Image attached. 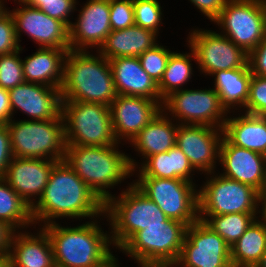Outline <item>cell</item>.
Here are the masks:
<instances>
[{"instance_id": "7dc6e473", "label": "cell", "mask_w": 266, "mask_h": 267, "mask_svg": "<svg viewBox=\"0 0 266 267\" xmlns=\"http://www.w3.org/2000/svg\"><path fill=\"white\" fill-rule=\"evenodd\" d=\"M0 267H10L9 257H0Z\"/></svg>"}, {"instance_id": "ab89813d", "label": "cell", "mask_w": 266, "mask_h": 267, "mask_svg": "<svg viewBox=\"0 0 266 267\" xmlns=\"http://www.w3.org/2000/svg\"><path fill=\"white\" fill-rule=\"evenodd\" d=\"M20 48L21 45L16 36L14 19L8 11L0 18V55L12 53Z\"/></svg>"}, {"instance_id": "d6a6232c", "label": "cell", "mask_w": 266, "mask_h": 267, "mask_svg": "<svg viewBox=\"0 0 266 267\" xmlns=\"http://www.w3.org/2000/svg\"><path fill=\"white\" fill-rule=\"evenodd\" d=\"M258 213L212 215L205 223L231 247L257 218Z\"/></svg>"}, {"instance_id": "9a60e30c", "label": "cell", "mask_w": 266, "mask_h": 267, "mask_svg": "<svg viewBox=\"0 0 266 267\" xmlns=\"http://www.w3.org/2000/svg\"><path fill=\"white\" fill-rule=\"evenodd\" d=\"M223 137L222 128L178 124L176 146L187 156L194 170L212 175L216 160H219Z\"/></svg>"}, {"instance_id": "8fae6325", "label": "cell", "mask_w": 266, "mask_h": 267, "mask_svg": "<svg viewBox=\"0 0 266 267\" xmlns=\"http://www.w3.org/2000/svg\"><path fill=\"white\" fill-rule=\"evenodd\" d=\"M161 109L171 112L170 115L172 114L176 121L178 119V124L205 125L222 129L228 113L213 88L174 91L163 99Z\"/></svg>"}, {"instance_id": "836d02e7", "label": "cell", "mask_w": 266, "mask_h": 267, "mask_svg": "<svg viewBox=\"0 0 266 267\" xmlns=\"http://www.w3.org/2000/svg\"><path fill=\"white\" fill-rule=\"evenodd\" d=\"M22 47L12 53L0 55V87L10 90L25 82L22 59L19 54Z\"/></svg>"}, {"instance_id": "603a6c76", "label": "cell", "mask_w": 266, "mask_h": 267, "mask_svg": "<svg viewBox=\"0 0 266 267\" xmlns=\"http://www.w3.org/2000/svg\"><path fill=\"white\" fill-rule=\"evenodd\" d=\"M69 49L40 47L22 60L25 82L60 89L64 79L65 58Z\"/></svg>"}, {"instance_id": "f5cc1de1", "label": "cell", "mask_w": 266, "mask_h": 267, "mask_svg": "<svg viewBox=\"0 0 266 267\" xmlns=\"http://www.w3.org/2000/svg\"><path fill=\"white\" fill-rule=\"evenodd\" d=\"M117 261L118 260L116 259L109 267H119Z\"/></svg>"}, {"instance_id": "e0dca14e", "label": "cell", "mask_w": 266, "mask_h": 267, "mask_svg": "<svg viewBox=\"0 0 266 267\" xmlns=\"http://www.w3.org/2000/svg\"><path fill=\"white\" fill-rule=\"evenodd\" d=\"M115 139L132 140L162 110L161 105L140 96L117 95L110 104ZM120 141V142H119Z\"/></svg>"}, {"instance_id": "d6986e66", "label": "cell", "mask_w": 266, "mask_h": 267, "mask_svg": "<svg viewBox=\"0 0 266 267\" xmlns=\"http://www.w3.org/2000/svg\"><path fill=\"white\" fill-rule=\"evenodd\" d=\"M78 16L77 22L69 26L70 49H99L112 31L109 0H87Z\"/></svg>"}, {"instance_id": "4fadbf2b", "label": "cell", "mask_w": 266, "mask_h": 267, "mask_svg": "<svg viewBox=\"0 0 266 267\" xmlns=\"http://www.w3.org/2000/svg\"><path fill=\"white\" fill-rule=\"evenodd\" d=\"M182 267H233L231 249L226 241L198 219L186 228L182 250L177 262Z\"/></svg>"}, {"instance_id": "f907efd6", "label": "cell", "mask_w": 266, "mask_h": 267, "mask_svg": "<svg viewBox=\"0 0 266 267\" xmlns=\"http://www.w3.org/2000/svg\"><path fill=\"white\" fill-rule=\"evenodd\" d=\"M42 1H51V0H23L26 4H42Z\"/></svg>"}, {"instance_id": "7a4b0ae2", "label": "cell", "mask_w": 266, "mask_h": 267, "mask_svg": "<svg viewBox=\"0 0 266 267\" xmlns=\"http://www.w3.org/2000/svg\"><path fill=\"white\" fill-rule=\"evenodd\" d=\"M100 227L94 219L76 227L44 225L56 267H109L116 257L109 248L110 235Z\"/></svg>"}, {"instance_id": "9c48e42d", "label": "cell", "mask_w": 266, "mask_h": 267, "mask_svg": "<svg viewBox=\"0 0 266 267\" xmlns=\"http://www.w3.org/2000/svg\"><path fill=\"white\" fill-rule=\"evenodd\" d=\"M134 185L169 218L187 227L199 219L198 189L182 179L138 177Z\"/></svg>"}, {"instance_id": "ba28073f", "label": "cell", "mask_w": 266, "mask_h": 267, "mask_svg": "<svg viewBox=\"0 0 266 267\" xmlns=\"http://www.w3.org/2000/svg\"><path fill=\"white\" fill-rule=\"evenodd\" d=\"M66 145L109 146L117 142L110 107L62 100Z\"/></svg>"}, {"instance_id": "f35d334b", "label": "cell", "mask_w": 266, "mask_h": 267, "mask_svg": "<svg viewBox=\"0 0 266 267\" xmlns=\"http://www.w3.org/2000/svg\"><path fill=\"white\" fill-rule=\"evenodd\" d=\"M76 4V0H51L42 1V4L27 5L38 8L48 16L62 21L69 28L72 22L68 17H70V13L76 9Z\"/></svg>"}, {"instance_id": "277c9868", "label": "cell", "mask_w": 266, "mask_h": 267, "mask_svg": "<svg viewBox=\"0 0 266 267\" xmlns=\"http://www.w3.org/2000/svg\"><path fill=\"white\" fill-rule=\"evenodd\" d=\"M69 49L60 88L62 100L110 106L117 97L110 61L100 53Z\"/></svg>"}, {"instance_id": "816d5d0a", "label": "cell", "mask_w": 266, "mask_h": 267, "mask_svg": "<svg viewBox=\"0 0 266 267\" xmlns=\"http://www.w3.org/2000/svg\"><path fill=\"white\" fill-rule=\"evenodd\" d=\"M263 12H264V21H265V29H266V0H260Z\"/></svg>"}, {"instance_id": "ffe728a7", "label": "cell", "mask_w": 266, "mask_h": 267, "mask_svg": "<svg viewBox=\"0 0 266 267\" xmlns=\"http://www.w3.org/2000/svg\"><path fill=\"white\" fill-rule=\"evenodd\" d=\"M8 93L12 116L17 109L34 120L57 119L62 113V97L58 88L23 82Z\"/></svg>"}, {"instance_id": "d590c367", "label": "cell", "mask_w": 266, "mask_h": 267, "mask_svg": "<svg viewBox=\"0 0 266 267\" xmlns=\"http://www.w3.org/2000/svg\"><path fill=\"white\" fill-rule=\"evenodd\" d=\"M171 50L156 44L143 52L138 58L144 71L158 84L165 72Z\"/></svg>"}, {"instance_id": "8d00e7d4", "label": "cell", "mask_w": 266, "mask_h": 267, "mask_svg": "<svg viewBox=\"0 0 266 267\" xmlns=\"http://www.w3.org/2000/svg\"><path fill=\"white\" fill-rule=\"evenodd\" d=\"M245 113L266 116V77L252 74Z\"/></svg>"}, {"instance_id": "6da1fadb", "label": "cell", "mask_w": 266, "mask_h": 267, "mask_svg": "<svg viewBox=\"0 0 266 267\" xmlns=\"http://www.w3.org/2000/svg\"><path fill=\"white\" fill-rule=\"evenodd\" d=\"M105 204L65 162L58 161L42 195L31 207L34 224L49 225L55 218L90 219L104 215ZM38 221V222H37Z\"/></svg>"}, {"instance_id": "2e32d148", "label": "cell", "mask_w": 266, "mask_h": 267, "mask_svg": "<svg viewBox=\"0 0 266 267\" xmlns=\"http://www.w3.org/2000/svg\"><path fill=\"white\" fill-rule=\"evenodd\" d=\"M17 3L21 6L9 12L14 19L18 42L20 32H25L42 48L70 49L69 28L62 21L23 1Z\"/></svg>"}, {"instance_id": "5bb4252c", "label": "cell", "mask_w": 266, "mask_h": 267, "mask_svg": "<svg viewBox=\"0 0 266 267\" xmlns=\"http://www.w3.org/2000/svg\"><path fill=\"white\" fill-rule=\"evenodd\" d=\"M188 37V46L196 55L202 73L212 75L216 71L245 67L249 54L236 46L229 38L211 30L195 29Z\"/></svg>"}, {"instance_id": "bcb514c9", "label": "cell", "mask_w": 266, "mask_h": 267, "mask_svg": "<svg viewBox=\"0 0 266 267\" xmlns=\"http://www.w3.org/2000/svg\"><path fill=\"white\" fill-rule=\"evenodd\" d=\"M259 206L261 210L259 209L257 213L262 214L259 221L266 226V187L262 191L258 192V208Z\"/></svg>"}, {"instance_id": "ac0fdd59", "label": "cell", "mask_w": 266, "mask_h": 267, "mask_svg": "<svg viewBox=\"0 0 266 267\" xmlns=\"http://www.w3.org/2000/svg\"><path fill=\"white\" fill-rule=\"evenodd\" d=\"M219 162L222 176L252 186L258 192L266 187V156L231 144L223 137Z\"/></svg>"}, {"instance_id": "74e56055", "label": "cell", "mask_w": 266, "mask_h": 267, "mask_svg": "<svg viewBox=\"0 0 266 267\" xmlns=\"http://www.w3.org/2000/svg\"><path fill=\"white\" fill-rule=\"evenodd\" d=\"M112 31L135 25L133 0H109Z\"/></svg>"}, {"instance_id": "60d3db41", "label": "cell", "mask_w": 266, "mask_h": 267, "mask_svg": "<svg viewBox=\"0 0 266 267\" xmlns=\"http://www.w3.org/2000/svg\"><path fill=\"white\" fill-rule=\"evenodd\" d=\"M248 63L252 74L266 77V36L263 41L249 53Z\"/></svg>"}, {"instance_id": "cb8c5ba5", "label": "cell", "mask_w": 266, "mask_h": 267, "mask_svg": "<svg viewBox=\"0 0 266 267\" xmlns=\"http://www.w3.org/2000/svg\"><path fill=\"white\" fill-rule=\"evenodd\" d=\"M18 232L11 242L10 267H56L49 235L43 228L37 236Z\"/></svg>"}, {"instance_id": "8992f818", "label": "cell", "mask_w": 266, "mask_h": 267, "mask_svg": "<svg viewBox=\"0 0 266 267\" xmlns=\"http://www.w3.org/2000/svg\"><path fill=\"white\" fill-rule=\"evenodd\" d=\"M187 226L173 219L136 232L120 249L141 267H174Z\"/></svg>"}, {"instance_id": "7c38bea8", "label": "cell", "mask_w": 266, "mask_h": 267, "mask_svg": "<svg viewBox=\"0 0 266 267\" xmlns=\"http://www.w3.org/2000/svg\"><path fill=\"white\" fill-rule=\"evenodd\" d=\"M213 22L223 29L222 35L248 54L266 36L264 12L260 0H228Z\"/></svg>"}, {"instance_id": "681fc988", "label": "cell", "mask_w": 266, "mask_h": 267, "mask_svg": "<svg viewBox=\"0 0 266 267\" xmlns=\"http://www.w3.org/2000/svg\"><path fill=\"white\" fill-rule=\"evenodd\" d=\"M3 0H0V18H2L8 11L4 7V2L2 3Z\"/></svg>"}, {"instance_id": "f546056e", "label": "cell", "mask_w": 266, "mask_h": 267, "mask_svg": "<svg viewBox=\"0 0 266 267\" xmlns=\"http://www.w3.org/2000/svg\"><path fill=\"white\" fill-rule=\"evenodd\" d=\"M230 249L233 267H255L266 250V226L255 219Z\"/></svg>"}, {"instance_id": "c3c4849f", "label": "cell", "mask_w": 266, "mask_h": 267, "mask_svg": "<svg viewBox=\"0 0 266 267\" xmlns=\"http://www.w3.org/2000/svg\"><path fill=\"white\" fill-rule=\"evenodd\" d=\"M255 267H266V250L262 255L261 261Z\"/></svg>"}, {"instance_id": "44dd1931", "label": "cell", "mask_w": 266, "mask_h": 267, "mask_svg": "<svg viewBox=\"0 0 266 267\" xmlns=\"http://www.w3.org/2000/svg\"><path fill=\"white\" fill-rule=\"evenodd\" d=\"M58 161L13 157L7 166L4 180L30 207L42 195L53 166Z\"/></svg>"}, {"instance_id": "4dcf8cb0", "label": "cell", "mask_w": 266, "mask_h": 267, "mask_svg": "<svg viewBox=\"0 0 266 267\" xmlns=\"http://www.w3.org/2000/svg\"><path fill=\"white\" fill-rule=\"evenodd\" d=\"M0 220L15 230L34 224L31 207L4 180L0 178Z\"/></svg>"}, {"instance_id": "ee69618b", "label": "cell", "mask_w": 266, "mask_h": 267, "mask_svg": "<svg viewBox=\"0 0 266 267\" xmlns=\"http://www.w3.org/2000/svg\"><path fill=\"white\" fill-rule=\"evenodd\" d=\"M16 230L7 222L0 220V257H9L10 247Z\"/></svg>"}, {"instance_id": "b9f144b4", "label": "cell", "mask_w": 266, "mask_h": 267, "mask_svg": "<svg viewBox=\"0 0 266 267\" xmlns=\"http://www.w3.org/2000/svg\"><path fill=\"white\" fill-rule=\"evenodd\" d=\"M13 157L7 124H0V178L4 177Z\"/></svg>"}, {"instance_id": "7402d4cb", "label": "cell", "mask_w": 266, "mask_h": 267, "mask_svg": "<svg viewBox=\"0 0 266 267\" xmlns=\"http://www.w3.org/2000/svg\"><path fill=\"white\" fill-rule=\"evenodd\" d=\"M109 61L117 95L145 97L162 106L158 84L144 71L138 57H119Z\"/></svg>"}, {"instance_id": "484cf974", "label": "cell", "mask_w": 266, "mask_h": 267, "mask_svg": "<svg viewBox=\"0 0 266 267\" xmlns=\"http://www.w3.org/2000/svg\"><path fill=\"white\" fill-rule=\"evenodd\" d=\"M167 115V111L161 110L130 142L145 160L176 145L178 122L173 124Z\"/></svg>"}, {"instance_id": "d4e9b609", "label": "cell", "mask_w": 266, "mask_h": 267, "mask_svg": "<svg viewBox=\"0 0 266 267\" xmlns=\"http://www.w3.org/2000/svg\"><path fill=\"white\" fill-rule=\"evenodd\" d=\"M157 34L151 30L133 25L123 30L111 31L97 53L108 60L119 57H139L154 47Z\"/></svg>"}, {"instance_id": "4316f807", "label": "cell", "mask_w": 266, "mask_h": 267, "mask_svg": "<svg viewBox=\"0 0 266 267\" xmlns=\"http://www.w3.org/2000/svg\"><path fill=\"white\" fill-rule=\"evenodd\" d=\"M223 134L231 144L266 156V116H227Z\"/></svg>"}, {"instance_id": "f6af8a7d", "label": "cell", "mask_w": 266, "mask_h": 267, "mask_svg": "<svg viewBox=\"0 0 266 267\" xmlns=\"http://www.w3.org/2000/svg\"><path fill=\"white\" fill-rule=\"evenodd\" d=\"M12 117L8 90L0 87V124H7Z\"/></svg>"}, {"instance_id": "30bf717a", "label": "cell", "mask_w": 266, "mask_h": 267, "mask_svg": "<svg viewBox=\"0 0 266 267\" xmlns=\"http://www.w3.org/2000/svg\"><path fill=\"white\" fill-rule=\"evenodd\" d=\"M198 199L199 219L204 222L212 215L258 211V191L221 174L210 176L198 190Z\"/></svg>"}, {"instance_id": "f1b7e54d", "label": "cell", "mask_w": 266, "mask_h": 267, "mask_svg": "<svg viewBox=\"0 0 266 267\" xmlns=\"http://www.w3.org/2000/svg\"><path fill=\"white\" fill-rule=\"evenodd\" d=\"M212 76L215 77L214 89L228 113L238 105L245 108L252 77L249 63L242 68L216 71Z\"/></svg>"}, {"instance_id": "5b68a950", "label": "cell", "mask_w": 266, "mask_h": 267, "mask_svg": "<svg viewBox=\"0 0 266 267\" xmlns=\"http://www.w3.org/2000/svg\"><path fill=\"white\" fill-rule=\"evenodd\" d=\"M126 190V191H125ZM118 197L112 196L104 206L111 225L110 239L120 249L136 232L149 225L162 224L168 217L133 183Z\"/></svg>"}, {"instance_id": "e575fe53", "label": "cell", "mask_w": 266, "mask_h": 267, "mask_svg": "<svg viewBox=\"0 0 266 267\" xmlns=\"http://www.w3.org/2000/svg\"><path fill=\"white\" fill-rule=\"evenodd\" d=\"M135 25L158 34L162 8L158 0H133Z\"/></svg>"}, {"instance_id": "3957f363", "label": "cell", "mask_w": 266, "mask_h": 267, "mask_svg": "<svg viewBox=\"0 0 266 267\" xmlns=\"http://www.w3.org/2000/svg\"><path fill=\"white\" fill-rule=\"evenodd\" d=\"M109 146L66 145L65 162L75 171L96 196L105 204L113 195L106 189L132 176L139 166L117 149Z\"/></svg>"}, {"instance_id": "1f68e13d", "label": "cell", "mask_w": 266, "mask_h": 267, "mask_svg": "<svg viewBox=\"0 0 266 267\" xmlns=\"http://www.w3.org/2000/svg\"><path fill=\"white\" fill-rule=\"evenodd\" d=\"M190 50L191 53L181 54L174 51L170 54L165 72L158 83L159 94L162 99L172 92L182 89L181 86L191 79L193 74L191 58L193 57L194 61L197 60H195L194 50L191 47Z\"/></svg>"}, {"instance_id": "52a82bcc", "label": "cell", "mask_w": 266, "mask_h": 267, "mask_svg": "<svg viewBox=\"0 0 266 267\" xmlns=\"http://www.w3.org/2000/svg\"><path fill=\"white\" fill-rule=\"evenodd\" d=\"M14 157L62 161L66 143L62 114L51 120H10L7 123Z\"/></svg>"}, {"instance_id": "83f0119b", "label": "cell", "mask_w": 266, "mask_h": 267, "mask_svg": "<svg viewBox=\"0 0 266 267\" xmlns=\"http://www.w3.org/2000/svg\"><path fill=\"white\" fill-rule=\"evenodd\" d=\"M139 169V177L182 179L193 183L191 173L194 172V168L176 145L167 152L148 157Z\"/></svg>"}, {"instance_id": "7bdbcfd3", "label": "cell", "mask_w": 266, "mask_h": 267, "mask_svg": "<svg viewBox=\"0 0 266 267\" xmlns=\"http://www.w3.org/2000/svg\"><path fill=\"white\" fill-rule=\"evenodd\" d=\"M228 0H190L211 21H214L221 13Z\"/></svg>"}]
</instances>
